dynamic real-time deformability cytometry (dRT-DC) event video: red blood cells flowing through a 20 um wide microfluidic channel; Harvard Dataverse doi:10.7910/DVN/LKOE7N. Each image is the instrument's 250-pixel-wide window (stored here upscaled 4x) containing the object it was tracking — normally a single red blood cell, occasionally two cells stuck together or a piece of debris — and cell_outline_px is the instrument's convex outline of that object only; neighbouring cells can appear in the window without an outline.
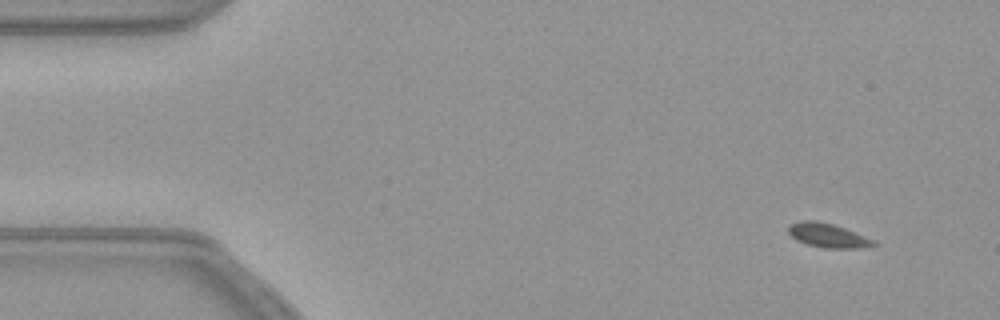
{"species": "common noctule bat (a hibernating species)", "species_latin": "Nyctalus noctula", "temperature_condition": "warm", "stored_images_in_passage": 52, "camera_frame_rate_fps": 3000, "um_per_image_px": 0.085, "animal": {"sex": "female", "body_mass_g": 21.9}, "frame": {"image": 1, "passage_image": 1, "time_ms": 0.0, "image_size_px": [1000, 320], "cell_outline_px": [[880, 244], [860, 248], [824, 248], [808, 244], [796, 240], [788, 232], [788, 224], [800, 220], [816, 220], [832, 224], [844, 228], [876, 240]], "centroid_in_image_um": [70.38, 20.0], "position_along_channel_um": 14.6, "area_um2": 12.08}}
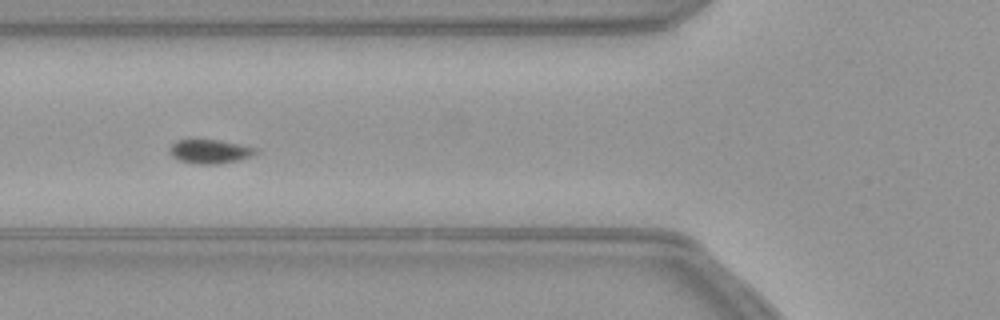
{"frame": {"image": 2, "passage_image": 17, "time_ms": 5.333, "image_size_px": [1000, 320], "cell_outline_px": [[260, 152], [236, 160], [220, 164], [196, 164], [180, 160], [172, 156], [168, 152], [168, 148], [176, 140], [220, 140], [260, 148]], "centroid_in_image_um": [17.85, 12.87], "position_along_channel_um": 108.0, "area_um2": 12.08}}
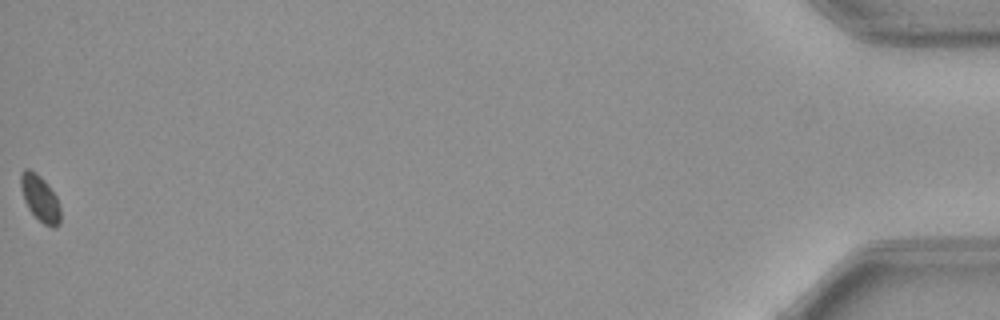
{"frame": {"image": 3, "passage_image": 52, "time_ms": 17.0, "image_size_px": [1000, 320], "cell_outline_px": [[60, 224], [56, 228], [52, 228], [44, 224], [28, 208], [24, 200], [20, 188], [20, 172], [24, 168], [28, 168], [36, 172], [44, 180], [56, 196], [60, 204]], "centroid_in_image_um": [3.4, 16.84], "position_along_channel_um": 431.8, "area_um2": 10.81}}